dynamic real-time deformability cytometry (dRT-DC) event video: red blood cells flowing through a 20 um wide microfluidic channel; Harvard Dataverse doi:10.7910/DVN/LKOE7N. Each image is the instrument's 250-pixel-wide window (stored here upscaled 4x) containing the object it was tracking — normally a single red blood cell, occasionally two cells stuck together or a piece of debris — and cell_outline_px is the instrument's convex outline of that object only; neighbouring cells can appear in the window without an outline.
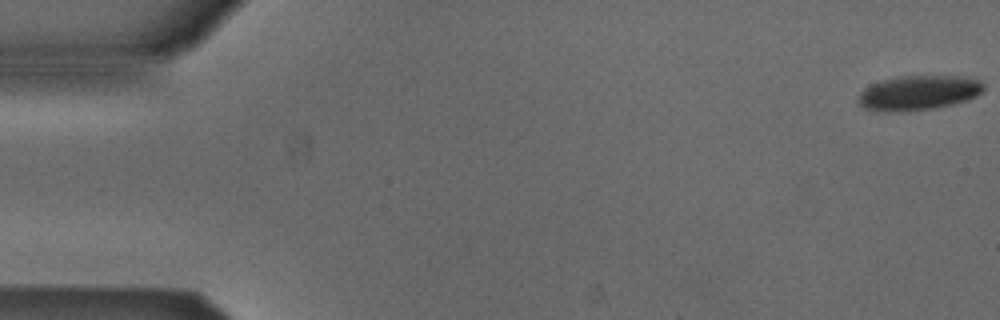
{"species": "Egyptian fruit bat (a non-hibernating species)", "species_latin": "Rousettus aegyptiacus", "temperature_condition": "cold", "stored_images_in_passage": 6, "camera_frame_rate_fps": 3000, "um_per_image_px": 0.085, "animal": {"sex": "male"}, "frame": {"image": 1, "passage_image": 1, "time_ms": 0.0, "image_size_px": [1000, 320], "cell_outline_px": [[984, 88], [976, 96], [968, 100], [952, 104], [932, 108], [908, 112], [876, 112], [864, 108], [860, 104], [860, 92], [864, 88], [872, 84], [884, 80], [904, 76], [956, 76], [976, 80], [984, 84]], "centroid_in_image_um": [78.04, 7.91], "position_along_channel_um": 7.0, "area_um2": 25.14}}